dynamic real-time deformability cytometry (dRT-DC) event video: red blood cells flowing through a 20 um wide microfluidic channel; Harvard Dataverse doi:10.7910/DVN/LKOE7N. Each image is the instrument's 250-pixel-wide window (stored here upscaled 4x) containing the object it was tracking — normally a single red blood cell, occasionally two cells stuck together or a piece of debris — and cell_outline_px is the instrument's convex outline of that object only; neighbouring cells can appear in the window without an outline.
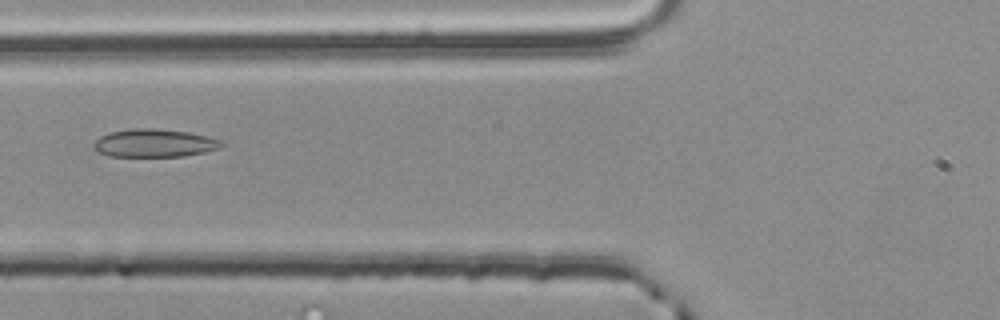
{"species": "common noctule bat (a hibernating species)", "species_latin": "Nyctalus noctula", "temperature_condition": "room temperature", "stored_images_in_passage": 37, "camera_frame_rate_fps": 3000, "um_per_image_px": 0.085, "animal": {"sex": "male", "body_mass_g": 20.4}, "frame": {"image": 1, "passage_image": 4, "time_ms": 1.0, "image_size_px": [1000, 320], "cell_outline_px": [[224, 144], [216, 148], [204, 152], [184, 156], [108, 156], [92, 148], [92, 144], [100, 136], [108, 132], [132, 128], [156, 128], [188, 132], [224, 140]], "centroid_in_image_um": [13.08, 12.15], "position_along_channel_um": 112.7, "area_um2": 20.92}}
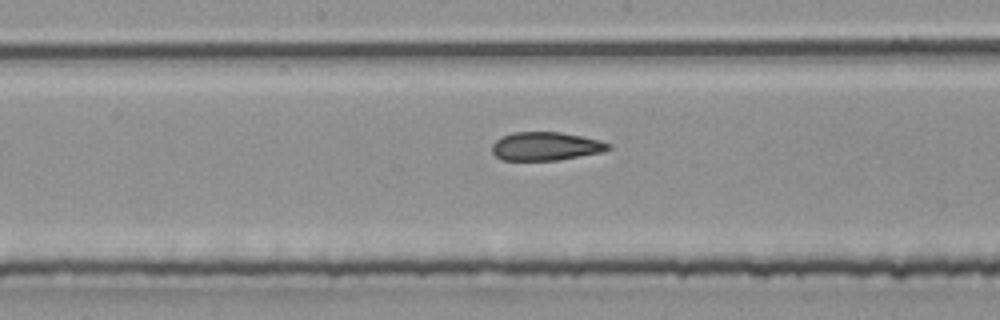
{"frame": {"image": 2, "passage_image": 11, "time_ms": 3.333, "image_size_px": [1000, 320], "cell_outline_px": [[612, 148], [604, 152], [556, 160], [500, 160], [492, 152], [492, 144], [496, 140], [512, 132], [560, 132], [600, 140], [612, 144]], "centroid_in_image_um": [46.41, 12.43], "position_along_channel_um": 201.8, "area_um2": 19.31}}
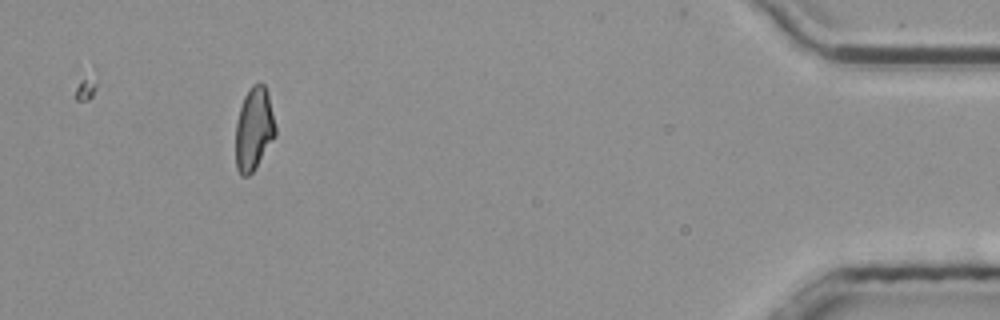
{"frame": {"image": 3, "passage_image": 33, "time_ms": 10.667, "image_size_px": [1000, 320], "cell_outline_px": [[276, 136], [252, 172], [248, 176], [240, 176], [236, 168], [236, 120], [244, 96], [252, 84], [260, 80], [264, 84], [268, 92], [276, 128]], "centroid_in_image_um": [21.58, 10.93], "position_along_channel_um": 413.6, "area_um2": 19.42}}